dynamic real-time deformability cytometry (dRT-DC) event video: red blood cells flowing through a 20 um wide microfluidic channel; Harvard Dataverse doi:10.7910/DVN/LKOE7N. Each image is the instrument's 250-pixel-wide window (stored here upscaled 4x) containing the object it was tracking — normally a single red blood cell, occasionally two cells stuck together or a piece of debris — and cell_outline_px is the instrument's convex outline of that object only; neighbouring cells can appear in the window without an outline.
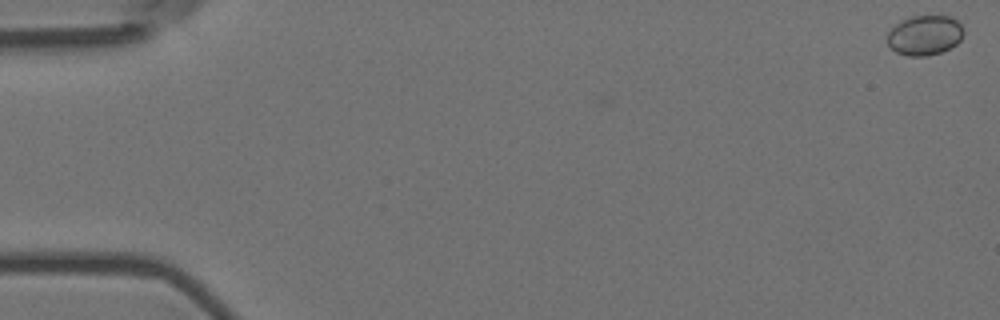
{"species": "Egyptian fruit bat (a non-hibernating species)", "species_latin": "Rousettus aegyptiacus", "temperature_condition": "room temperature", "stored_images_in_passage": 10, "camera_frame_rate_fps": 3000, "um_per_image_px": 0.085, "animal": {"sex": "female"}, "frame": {"image": 1, "passage_image": 2, "time_ms": 0.333, "image_size_px": [1000, 320], "cell_outline_px": [[964, 36], [956, 44], [940, 52], [928, 56], [908, 56], [896, 52], [888, 44], [888, 32], [900, 20], [912, 16], [952, 16], [960, 24], [964, 32]], "centroid_in_image_um": [78.61, 2.99], "position_along_channel_um": 6.4, "area_um2": 17.69}}